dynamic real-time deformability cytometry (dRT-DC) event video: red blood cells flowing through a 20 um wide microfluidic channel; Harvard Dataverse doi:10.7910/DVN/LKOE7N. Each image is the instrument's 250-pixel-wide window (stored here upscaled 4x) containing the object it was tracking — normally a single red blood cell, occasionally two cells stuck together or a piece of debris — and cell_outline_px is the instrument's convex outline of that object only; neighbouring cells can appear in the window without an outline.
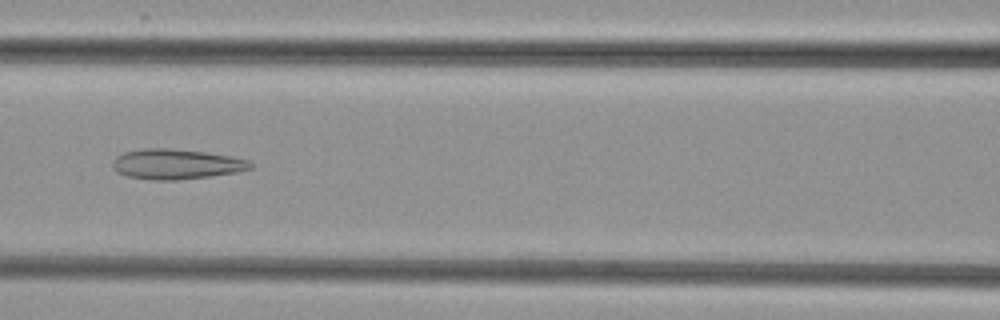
{"species": "common noctule bat (a hibernating species)", "species_latin": "Nyctalus noctula", "temperature_condition": "cold", "stored_images_in_passage": 4, "camera_frame_rate_fps": 3000, "um_per_image_px": 0.085, "animal": {"sex": "female", "body_mass_g": 29.2, "forearm_length_mm": 56.3}, "frame": {"image": 1, "passage_image": 4, "time_ms": 3.333, "image_size_px": [1000, 320], "cell_outline_px": [[252, 168], [236, 172], [212, 176], [176, 180], [152, 180], [128, 176], [116, 172], [112, 168], [112, 160], [116, 156], [124, 152], [144, 148], [168, 148], [204, 152], [232, 156], [248, 160], [252, 164]], "centroid_in_image_um": [14.95, 13.95], "position_along_channel_um": 151.7, "area_um2": 24.28}}